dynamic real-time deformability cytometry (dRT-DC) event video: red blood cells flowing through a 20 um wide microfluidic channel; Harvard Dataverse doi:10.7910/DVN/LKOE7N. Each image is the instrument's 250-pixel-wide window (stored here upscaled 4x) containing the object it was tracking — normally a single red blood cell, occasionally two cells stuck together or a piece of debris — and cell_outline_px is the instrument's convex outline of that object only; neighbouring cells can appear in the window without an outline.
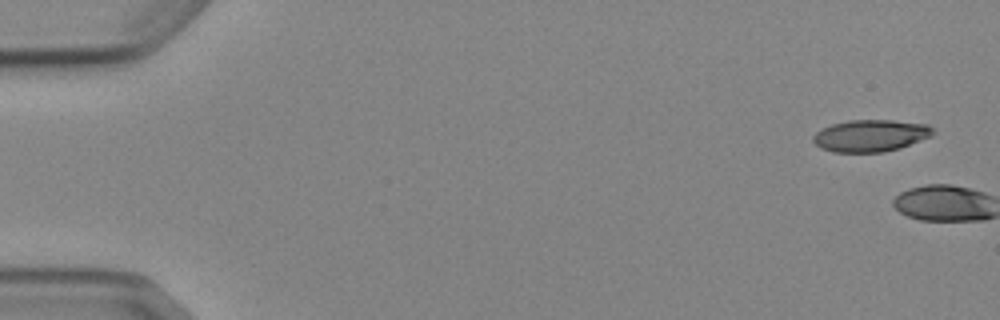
{"species": "Egyptian fruit bat (a non-hibernating species)", "species_latin": "Rousettus aegyptiacus", "temperature_condition": "cold", "stored_images_in_passage": 5, "camera_frame_rate_fps": 3000, "um_per_image_px": 0.085, "animal": {"sex": "female"}, "frame": {"image": 1, "passage_image": 1, "time_ms": 0.0, "image_size_px": [1000, 320], "cell_outline_px": [[936, 132], [932, 136], [900, 148], [884, 152], [832, 152], [820, 148], [812, 140], [812, 136], [820, 128], [832, 124], [848, 120], [892, 120], [928, 124]], "centroid_in_image_um": [73.99, 11.53], "position_along_channel_um": 11.0, "area_um2": 22.54}}
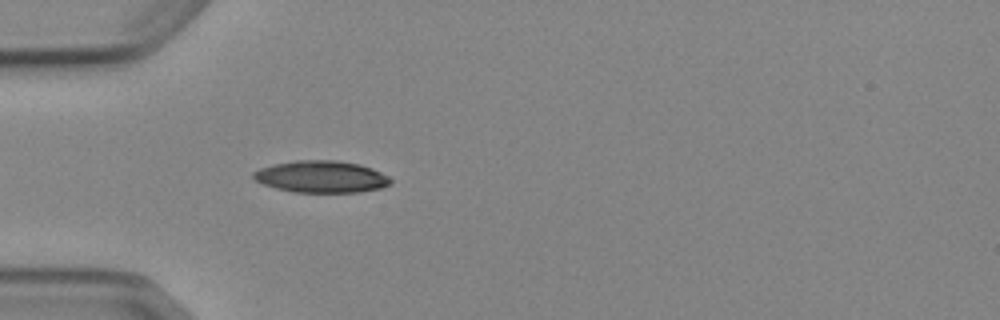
{"frame": {"image": 2, "passage_image": 5, "time_ms": 5.667, "image_size_px": [1000, 320], "cell_outline_px": [[392, 184], [380, 188], [360, 192], [292, 192], [276, 188], [264, 184], [256, 180], [252, 176], [252, 172], [260, 168], [276, 164], [296, 160], [336, 160], [360, 164], [372, 168], [388, 176], [392, 180]], "centroid_in_image_um": [27.33, 15.02], "position_along_channel_um": 57.7, "area_um2": 25.49}}